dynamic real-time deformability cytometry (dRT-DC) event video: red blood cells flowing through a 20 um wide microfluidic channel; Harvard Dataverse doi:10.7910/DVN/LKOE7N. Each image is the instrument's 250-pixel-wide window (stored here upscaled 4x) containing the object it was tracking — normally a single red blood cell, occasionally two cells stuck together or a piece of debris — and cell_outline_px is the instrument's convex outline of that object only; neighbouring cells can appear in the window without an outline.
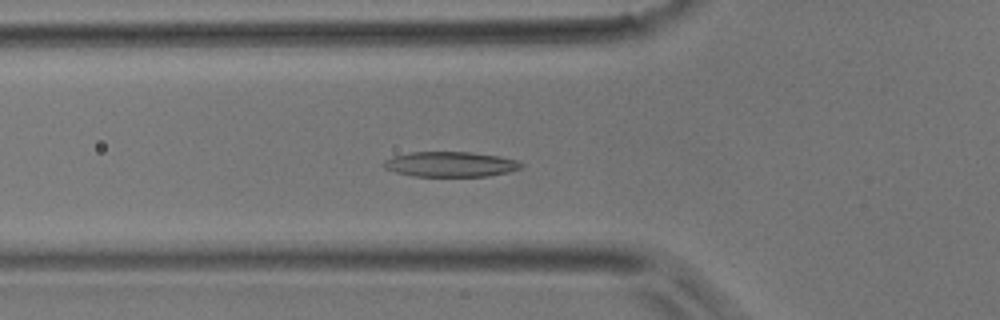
{"species": "common noctule bat (a hibernating species)", "species_latin": "Nyctalus noctula", "temperature_condition": "room temperature", "stored_images_in_passage": 44, "camera_frame_rate_fps": 3000, "um_per_image_px": 0.085, "animal": {"sex": "male", "body_mass_g": 17.9}, "frame": {"image": 1, "passage_image": 15, "time_ms": 4.667, "image_size_px": [1000, 320], "cell_outline_px": [[524, 168], [508, 172], [488, 176], [412, 176], [396, 172], [384, 168], [380, 164], [384, 160], [392, 156], [412, 152], [468, 152], [500, 156], [516, 160], [524, 164]], "centroid_in_image_um": [38.28, 13.96], "position_along_channel_um": 87.5, "area_um2": 20.29}}
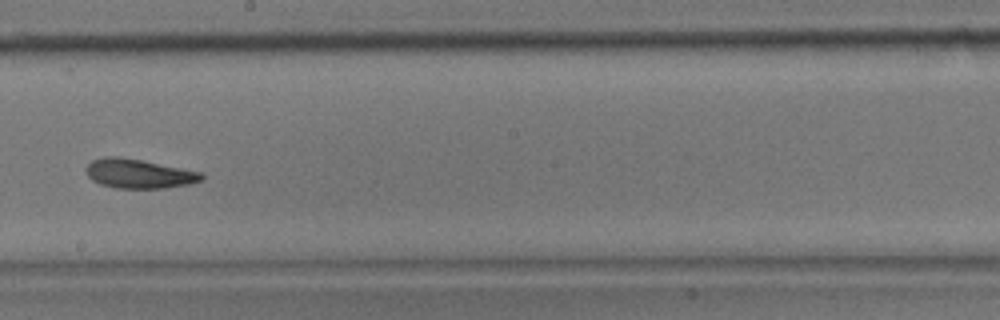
{"frame": {"image": 2, "passage_image": 25, "time_ms": 8.0, "image_size_px": [1000, 320], "cell_outline_px": [[204, 180], [188, 184], [164, 188], [116, 188], [100, 184], [92, 180], [88, 176], [84, 168], [92, 160], [104, 156], [116, 156], [140, 160], [204, 172]], "centroid_in_image_um": [11.8, 14.76], "position_along_channel_um": 236.4, "area_um2": 19.77}}
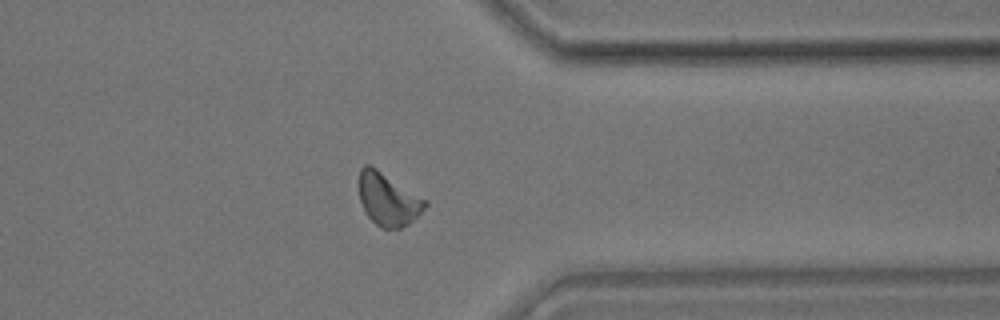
{"frame": {"image": 3, "passage_image": 35, "time_ms": 11.333, "image_size_px": [1000, 320], "cell_outline_px": [[428, 204], [408, 224], [400, 228], [380, 228], [368, 216], [360, 200], [360, 168], [364, 164], [368, 164], [376, 168], [428, 200]], "centroid_in_image_um": [33.0, 16.93], "position_along_channel_um": 378.4, "area_um2": 19.94}}